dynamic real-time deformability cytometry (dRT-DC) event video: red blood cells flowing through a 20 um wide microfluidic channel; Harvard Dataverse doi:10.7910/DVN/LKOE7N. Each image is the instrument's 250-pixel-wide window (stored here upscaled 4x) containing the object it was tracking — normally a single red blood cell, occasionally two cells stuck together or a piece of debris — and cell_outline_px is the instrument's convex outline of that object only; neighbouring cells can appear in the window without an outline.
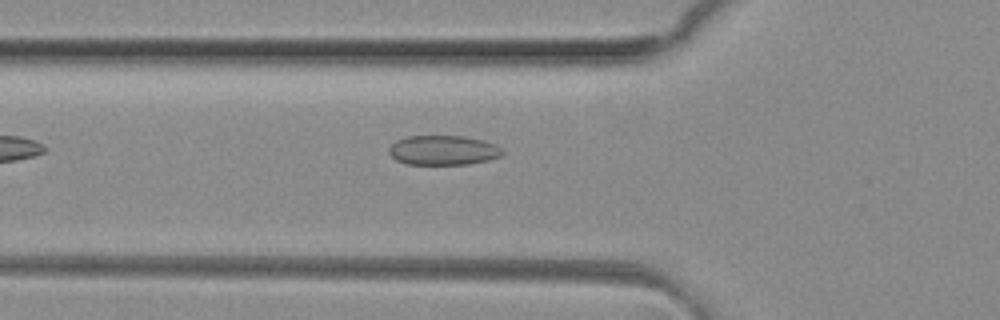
{"species": "common noctule bat (a hibernating species)", "species_latin": "Nyctalus noctula", "temperature_condition": "room temperature", "stored_images_in_passage": 34, "camera_frame_rate_fps": 3000, "um_per_image_px": 0.085, "animal": {"sex": "female", "body_mass_g": 29.2, "forearm_length_mm": 56.3}, "frame": {"image": 1, "passage_image": 2, "time_ms": 0.333, "image_size_px": [1000, 320], "cell_outline_px": [[504, 152], [500, 156], [488, 160], [468, 164], [408, 164], [396, 160], [388, 152], [388, 148], [396, 140], [408, 136], [464, 136], [484, 140], [496, 144]], "centroid_in_image_um": [37.67, 12.76], "position_along_channel_um": 88.1, "area_um2": 19.59}}
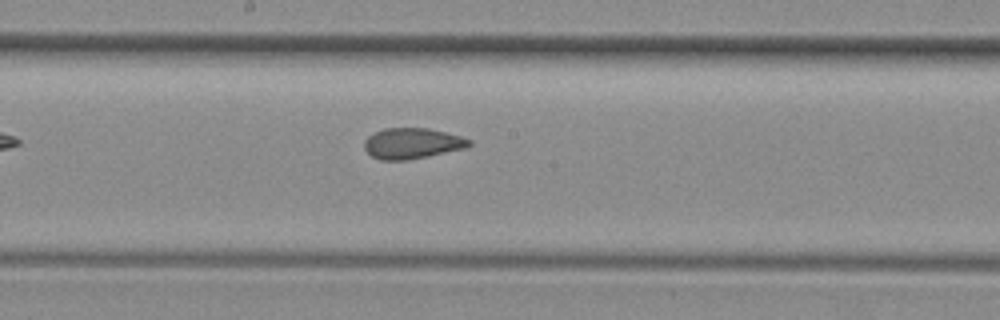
{"frame": {"image": 2, "passage_image": 11, "time_ms": 3.333, "image_size_px": [1000, 320], "cell_outline_px": [[472, 144], [464, 148], [428, 156], [408, 160], [380, 160], [372, 156], [364, 148], [364, 140], [372, 132], [384, 128], [428, 128], [460, 136], [472, 140]], "centroid_in_image_um": [35.0, 12.18], "position_along_channel_um": 213.2, "area_um2": 18.79}}
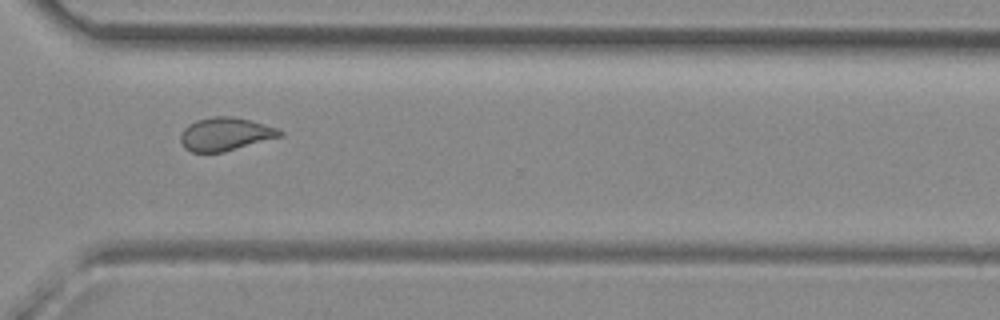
{"frame": {"image": 3, "passage_image": 21, "time_ms": 6.667, "image_size_px": [1000, 320], "cell_outline_px": [[284, 132], [280, 136], [224, 152], [192, 152], [184, 148], [180, 140], [180, 136], [184, 128], [188, 124], [196, 120], [216, 116], [232, 116], [264, 124], [276, 128]], "centroid_in_image_um": [19.11, 11.4], "position_along_channel_um": 351.5, "area_um2": 18.96}}